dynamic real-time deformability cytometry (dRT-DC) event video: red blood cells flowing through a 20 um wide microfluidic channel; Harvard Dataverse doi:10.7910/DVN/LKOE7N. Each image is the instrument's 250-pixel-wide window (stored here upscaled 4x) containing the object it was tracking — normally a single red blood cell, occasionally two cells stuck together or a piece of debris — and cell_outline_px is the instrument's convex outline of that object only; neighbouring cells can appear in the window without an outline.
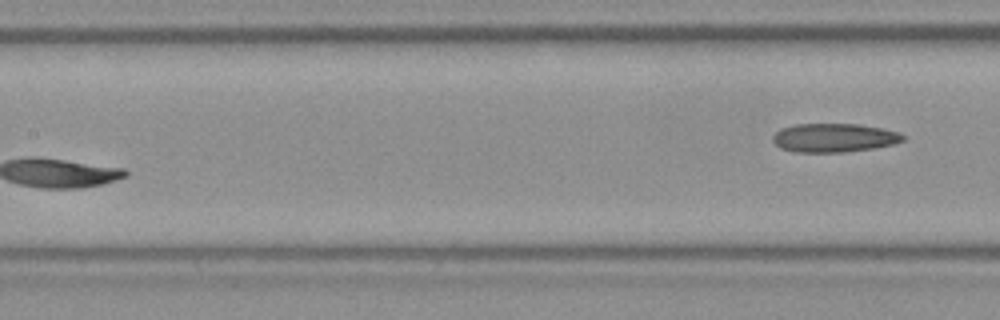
{"species": "Egyptian fruit bat (a non-hibernating species)", "species_latin": "Rousettus aegyptiacus", "temperature_condition": "room temperature", "stored_images_in_passage": 7, "segment_of_instrument_passage": [2, 2], "camera_frame_rate_fps": 3000, "um_per_image_px": 0.085, "frame": {"image": 1, "passage_image": 7, "time_ms": 2.0, "image_size_px": [1000, 320], "cell_outline_px": [[908, 136], [904, 140], [892, 144], [872, 148], [844, 152], [796, 152], [780, 148], [772, 140], [772, 136], [780, 128], [796, 124], [856, 124], [884, 128], [900, 132]], "centroid_in_image_um": [70.91, 11.7], "position_along_channel_um": 136.5, "area_um2": 21.91}}